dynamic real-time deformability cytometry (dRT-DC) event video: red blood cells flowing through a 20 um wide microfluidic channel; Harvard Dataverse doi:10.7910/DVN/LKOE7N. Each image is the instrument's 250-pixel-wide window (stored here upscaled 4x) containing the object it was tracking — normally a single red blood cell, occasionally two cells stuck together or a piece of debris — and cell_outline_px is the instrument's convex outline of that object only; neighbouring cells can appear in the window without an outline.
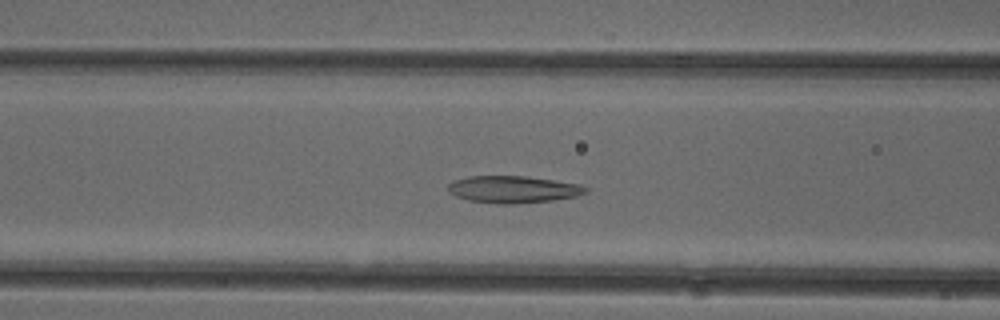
{"species": "common noctule bat (a hibernating species)", "species_latin": "Nyctalus noctula", "temperature_condition": "cold", "stored_images_in_passage": 47, "camera_frame_rate_fps": 3000, "um_per_image_px": 0.085, "animal": {"sex": "female"}, "frame": {"image": 1, "passage_image": 16, "time_ms": 5.0, "image_size_px": [1000, 320], "cell_outline_px": [[588, 192], [576, 196], [552, 200], [516, 204], [496, 204], [468, 200], [456, 196], [448, 192], [448, 184], [456, 180], [468, 176], [524, 176], [580, 184], [588, 188]], "centroid_in_image_um": [43.61, 16.1], "position_along_channel_um": 123.0, "area_um2": 21.68}}
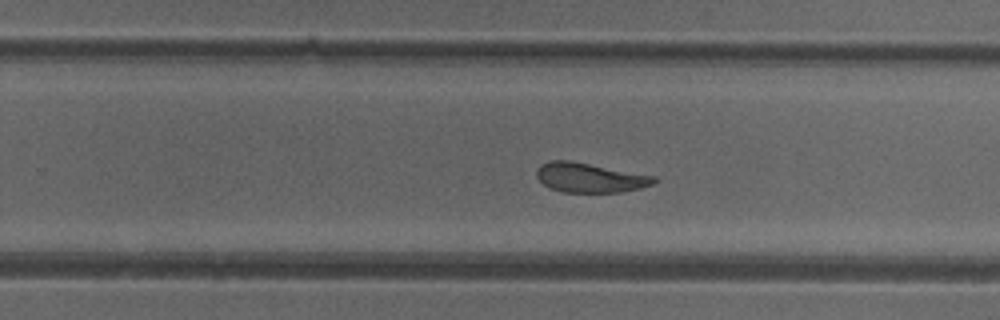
{"frame": {"image": 2, "passage_image": 28, "time_ms": 9.0, "image_size_px": [1000, 320], "cell_outline_px": [[656, 184], [640, 188], [620, 192], [564, 192], [548, 188], [536, 176], [536, 168], [540, 164], [548, 160], [572, 160], [656, 176]], "centroid_in_image_um": [50.13, 15.08], "position_along_channel_um": 279.7, "area_um2": 20.52}}
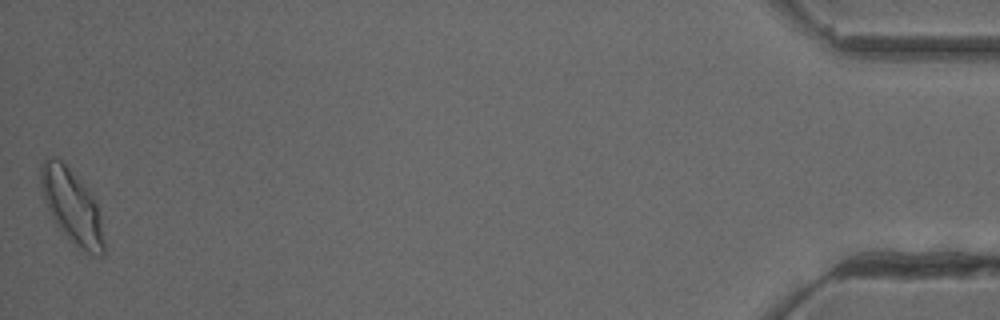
{"frame": {"image": 3, "passage_image": 47, "time_ms": 15.333, "image_size_px": [1000, 320], "cell_outline_px": [[104, 256], [100, 256], [88, 252], [80, 248], [56, 224], [44, 200], [40, 188], [40, 164], [44, 156], [56, 156], [88, 188], [96, 200], [100, 212], [104, 240]], "centroid_in_image_um": [6.11, 17.47], "position_along_channel_um": 429.1, "area_um2": 27.17}, "authors_computed_cell_mechanics": {"area_um2": 22.1374, "velocity_mm_per_s": 3.9248, "shape_relaxation_time_tau1_ms": 10.0924, "shape_relaxation_time_tau2_ms": 1.7765, "deformation_change_tau1": 0.2223, "deformation_change_tau2": 0.0798}}